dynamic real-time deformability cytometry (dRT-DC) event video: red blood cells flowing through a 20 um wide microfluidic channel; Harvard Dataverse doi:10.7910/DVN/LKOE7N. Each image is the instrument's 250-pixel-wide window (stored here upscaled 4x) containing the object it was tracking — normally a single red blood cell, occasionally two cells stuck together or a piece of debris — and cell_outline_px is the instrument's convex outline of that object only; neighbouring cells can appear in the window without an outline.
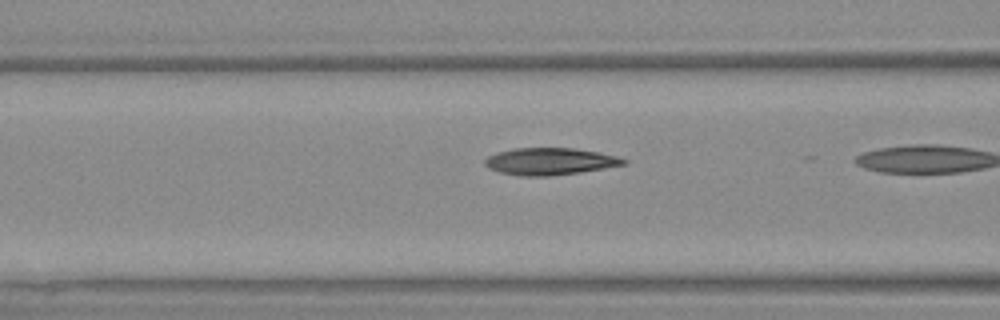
{"species": "Egyptian fruit bat (a non-hibernating species)", "species_latin": "Rousettus aegyptiacus", "temperature_condition": "warm", "stored_images_in_passage": 5, "camera_frame_rate_fps": 3000, "um_per_image_px": 0.085, "animal": {"sex": "female"}, "frame": {"image": 1, "passage_image": 4, "time_ms": 1.0, "image_size_px": [1000, 320], "cell_outline_px": [[628, 164], [580, 172], [548, 176], [520, 176], [500, 172], [488, 168], [484, 164], [484, 160], [488, 156], [496, 152], [512, 148], [572, 148], [596, 152], [616, 156], [628, 160]], "centroid_in_image_um": [46.71, 13.72], "position_along_channel_um": 119.9, "area_um2": 21.85}}